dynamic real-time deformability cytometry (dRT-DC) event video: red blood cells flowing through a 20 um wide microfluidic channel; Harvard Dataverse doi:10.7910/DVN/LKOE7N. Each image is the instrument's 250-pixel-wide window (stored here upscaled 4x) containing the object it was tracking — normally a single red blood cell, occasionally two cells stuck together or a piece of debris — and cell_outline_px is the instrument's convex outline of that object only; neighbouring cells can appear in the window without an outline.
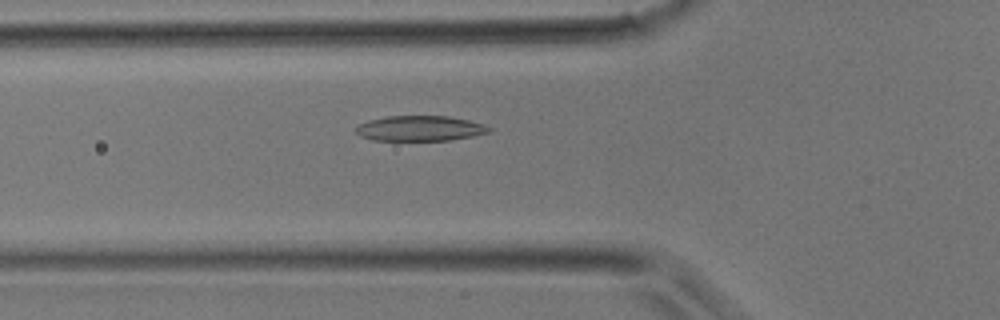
{"species": "common noctule bat (a hibernating species)", "species_latin": "Nyctalus noctula", "temperature_condition": "room temperature", "stored_images_in_passage": 34, "camera_frame_rate_fps": 3000, "um_per_image_px": 0.085, "animal": {"sex": "male", "body_mass_g": 17.9}, "frame": {"image": 1, "passage_image": 9, "time_ms": 2.667, "image_size_px": [1000, 320], "cell_outline_px": [[492, 128], [488, 132], [472, 136], [448, 140], [372, 140], [360, 136], [356, 132], [356, 124], [368, 120], [388, 116], [448, 116], [468, 120], [484, 124]], "centroid_in_image_um": [35.66, 10.9], "position_along_channel_um": 90.1, "area_um2": 19.54}}
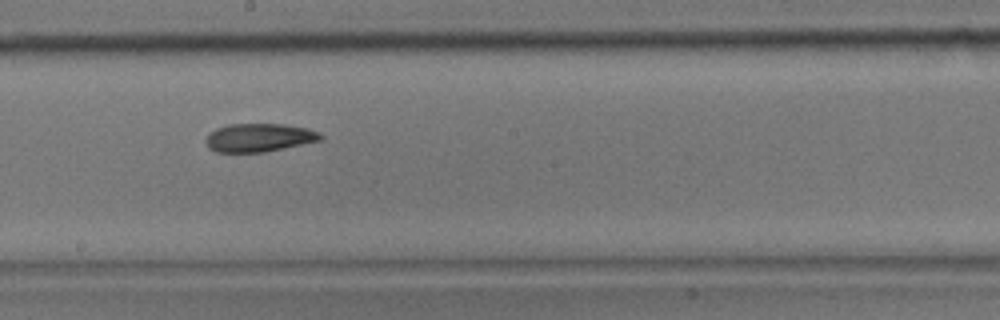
{"frame": {"image": 2, "passage_image": 17, "time_ms": 5.333, "image_size_px": [1000, 320], "cell_outline_px": [[324, 140], [264, 152], [216, 152], [208, 148], [204, 140], [216, 128], [228, 124], [284, 124], [308, 128], [324, 136]], "centroid_in_image_um": [22.03, 11.7], "position_along_channel_um": 226.2, "area_um2": 19.02}}
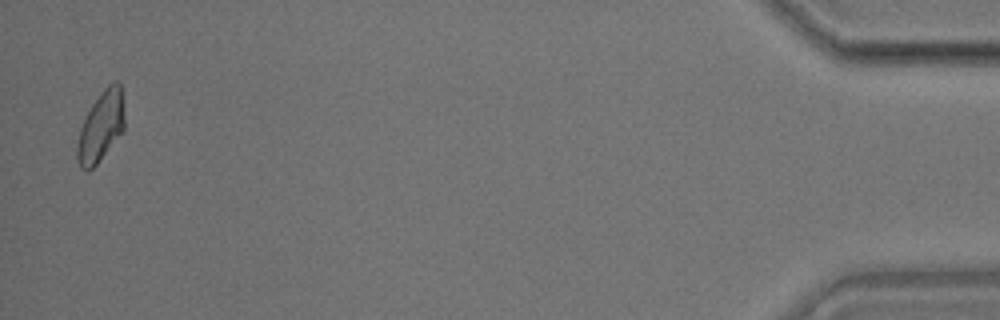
{"frame": {"image": 3, "passage_image": 34, "time_ms": 11.0, "image_size_px": [1000, 320], "cell_outline_px": [[124, 132], [96, 164], [88, 172], [84, 172], [80, 168], [76, 160], [76, 148], [80, 128], [92, 104], [104, 88], [108, 84], [116, 80], [120, 84], [124, 104]], "centroid_in_image_um": [8.58, 10.78], "position_along_channel_um": 426.6, "area_um2": 19.59}}